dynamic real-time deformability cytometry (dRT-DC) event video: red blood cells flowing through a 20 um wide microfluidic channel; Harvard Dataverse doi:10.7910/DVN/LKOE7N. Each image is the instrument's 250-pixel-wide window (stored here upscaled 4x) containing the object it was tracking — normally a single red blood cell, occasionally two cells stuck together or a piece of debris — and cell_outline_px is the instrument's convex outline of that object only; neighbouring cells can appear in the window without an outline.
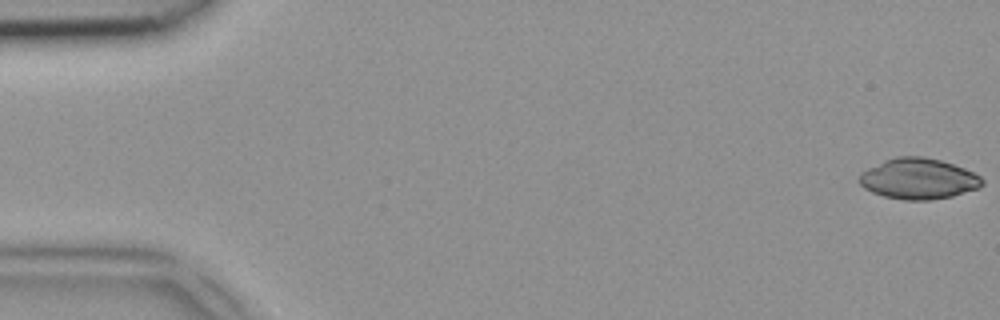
{"species": "common noctule bat (a hibernating species)", "species_latin": "Nyctalus noctula", "temperature_condition": "room temperature", "stored_images_in_passage": 47, "camera_frame_rate_fps": 3000, "um_per_image_px": 0.085, "animal": {"sex": "female", "body_mass_g": 18.4}, "frame": {"image": 1, "passage_image": 1, "time_ms": 0.0, "image_size_px": [1000, 320], "cell_outline_px": [[984, 184], [980, 188], [952, 196], [928, 200], [904, 200], [884, 196], [872, 192], [864, 188], [856, 180], [860, 172], [884, 160], [896, 156], [924, 156], [940, 160], [964, 168], [980, 176], [984, 180]], "centroid_in_image_um": [78.05, 15.19], "position_along_channel_um": 7.0, "area_um2": 29.42}}
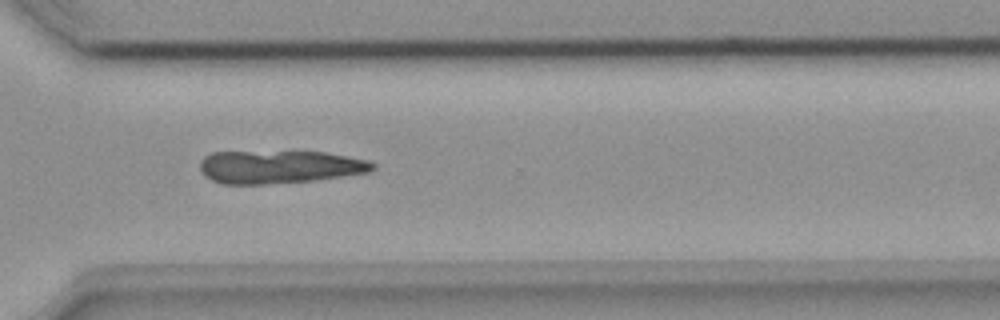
{"frame": {"image": 2, "passage_image": 35, "time_ms": 11.333, "image_size_px": [1000, 320], "cell_outline_px": [[376, 168], [368, 172], [312, 180], [264, 184], [220, 184], [204, 176], [200, 172], [200, 160], [204, 156], [212, 152], [324, 152], [368, 160], [376, 164]], "centroid_in_image_um": [23.7, 14.18], "position_along_channel_um": 346.9, "area_um2": 33.06}}
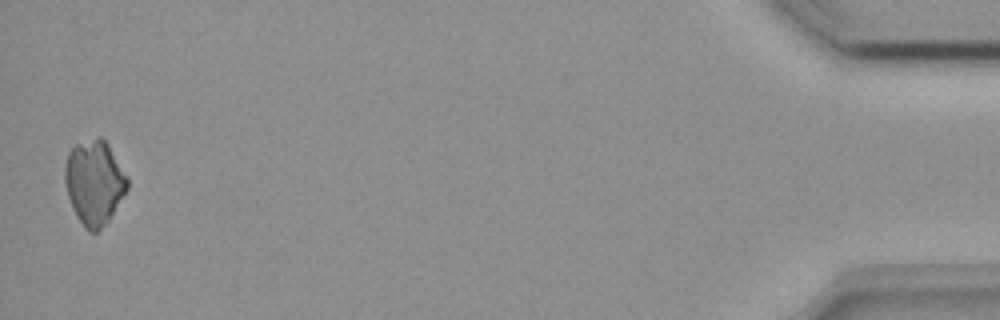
{"frame": {"image": 3, "passage_image": 47, "time_ms": 15.333, "image_size_px": [1000, 320], "cell_outline_px": [[128, 188], [108, 220], [96, 232], [88, 232], [84, 228], [76, 216], [72, 208], [68, 196], [64, 180], [64, 164], [68, 152], [76, 144], [100, 136], [108, 144], [128, 176]], "centroid_in_image_um": [8.0, 15.5], "position_along_channel_um": 427.2, "area_um2": 30.75}}